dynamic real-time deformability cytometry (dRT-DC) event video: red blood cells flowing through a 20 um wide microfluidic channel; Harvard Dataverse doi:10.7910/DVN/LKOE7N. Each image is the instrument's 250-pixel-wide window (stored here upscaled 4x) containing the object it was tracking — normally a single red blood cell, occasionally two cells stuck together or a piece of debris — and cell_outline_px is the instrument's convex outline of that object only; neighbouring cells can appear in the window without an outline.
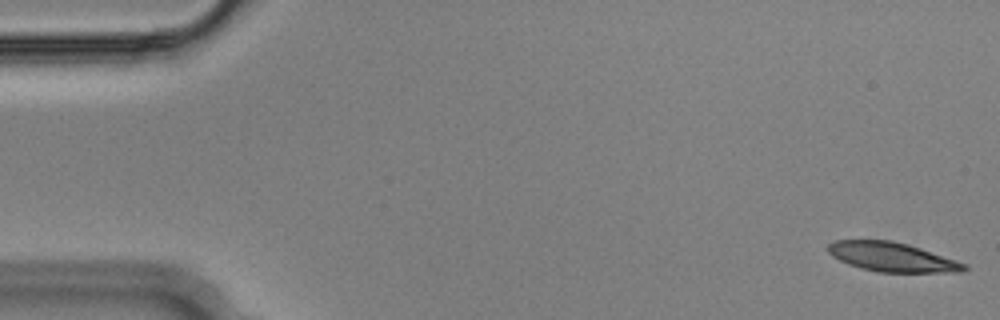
{"species": "Egyptian fruit bat (a non-hibernating species)", "species_latin": "Rousettus aegyptiacus", "temperature_condition": "cold", "stored_images_in_passage": 54, "camera_frame_rate_fps": 3000, "um_per_image_px": 0.085, "animal": {"sex": "male"}, "frame": {"image": 1, "passage_image": 1, "time_ms": 0.0, "image_size_px": [1000, 320], "cell_outline_px": [[968, 268], [960, 272], [876, 272], [860, 268], [848, 264], [832, 256], [828, 252], [828, 244], [836, 240], [892, 240], [908, 244], [968, 264]], "centroid_in_image_um": [75.82, 21.85], "position_along_channel_um": 9.2, "area_um2": 23.18}}
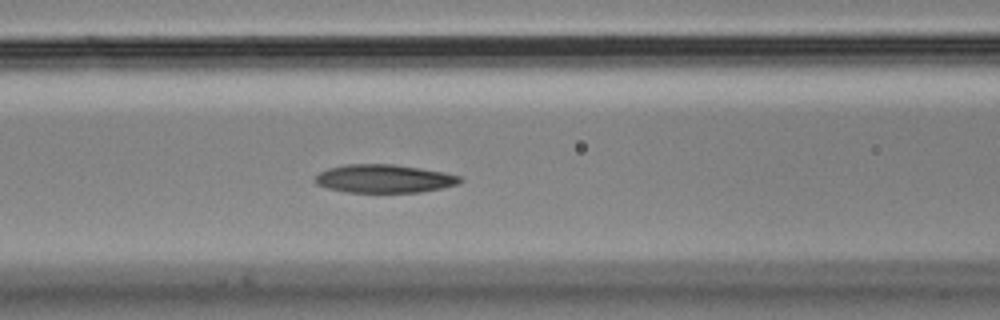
{"frame": {"image": 2, "passage_image": 22, "time_ms": 7.0, "image_size_px": [1000, 320], "cell_outline_px": [[464, 180], [456, 184], [444, 188], [420, 192], [344, 192], [328, 188], [316, 184], [312, 180], [320, 172], [328, 168], [344, 164], [392, 164], [420, 168], [444, 172], [460, 176]], "centroid_in_image_um": [32.63, 15.18], "position_along_channel_um": 134.0, "area_um2": 23.99}}
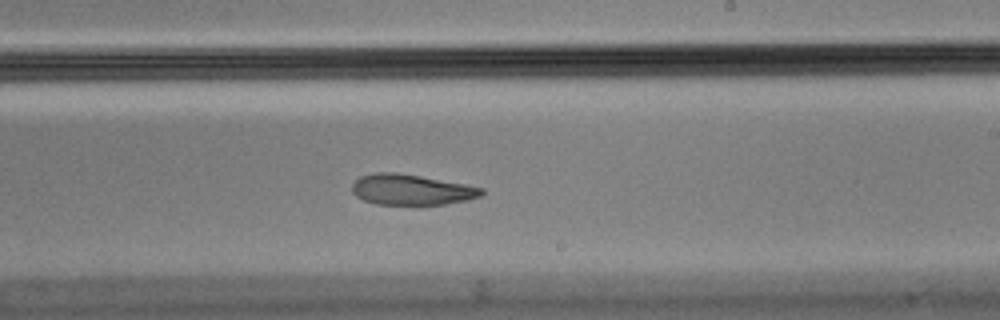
{"frame": {"image": 3, "passage_image": 32, "time_ms": 10.333, "image_size_px": [1000, 320], "cell_outline_px": [[484, 192], [480, 196], [468, 200], [444, 204], [376, 204], [364, 200], [356, 196], [352, 192], [352, 184], [360, 176], [376, 172], [396, 172], [420, 176], [464, 184], [484, 188]], "centroid_in_image_um": [34.95, 16.12], "position_along_channel_um": 254.0, "area_um2": 22.95}, "authors_computed_cell_mechanics": {"area_um2": 24.565, "velocity_mm_per_s": 3.6056, "shape_relaxation_time_tau1_ms": null, "shape_relaxation_time_tau2_ms": 7.0515, "deformation_change_tau1": null, "deformation_change_tau2": 0.1289}}